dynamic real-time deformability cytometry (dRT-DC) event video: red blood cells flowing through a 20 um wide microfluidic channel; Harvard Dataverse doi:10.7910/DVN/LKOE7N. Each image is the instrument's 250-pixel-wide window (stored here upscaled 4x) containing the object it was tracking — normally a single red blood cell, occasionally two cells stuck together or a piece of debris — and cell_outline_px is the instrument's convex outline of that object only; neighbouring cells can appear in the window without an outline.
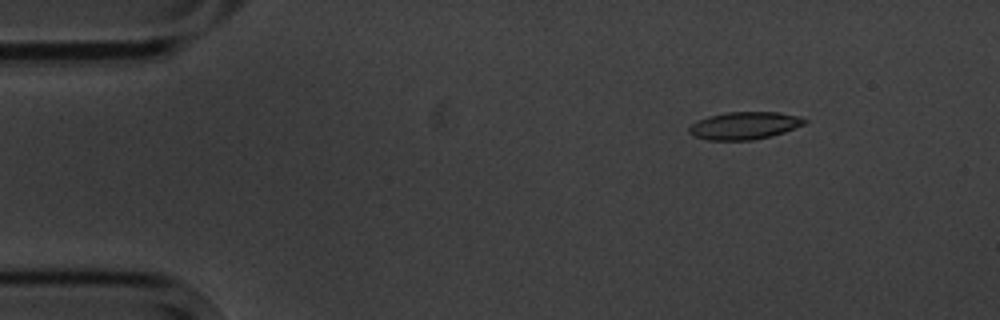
{"species": "common noctule bat (a hibernating species)", "species_latin": "Nyctalus noctula", "temperature_condition": "cold", "stored_images_in_passage": 10, "camera_frame_rate_fps": 3000, "um_per_image_px": 0.085, "animal": {"sex": "male", "body_mass_g": 20.1, "forearm_length_mm": 53.5}, "frame": {"image": 1, "passage_image": 2, "time_ms": 1.333, "image_size_px": [1000, 320], "cell_outline_px": [[808, 120], [804, 124], [784, 132], [772, 136], [752, 140], [708, 140], [696, 136], [688, 132], [688, 128], [692, 124], [708, 116], [728, 112], [776, 112], [800, 116]], "centroid_in_image_um": [63.3, 10.67], "position_along_channel_um": 21.7, "area_um2": 18.38}}
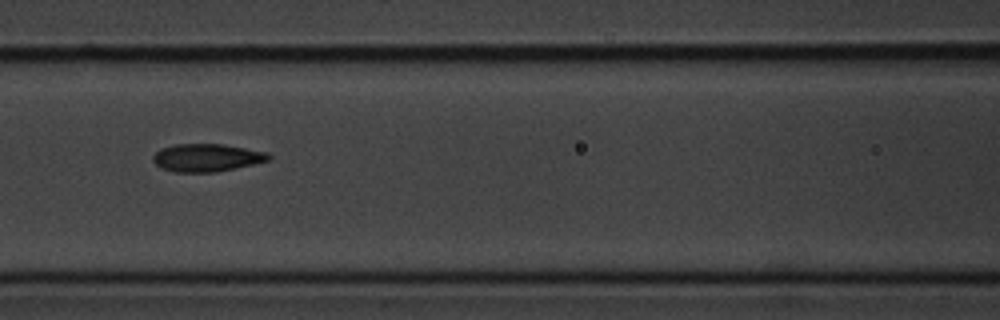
{"frame": {"image": 2, "passage_image": 7, "time_ms": 7.0, "image_size_px": [1000, 320], "cell_outline_px": [[272, 160], [236, 168], [216, 172], [176, 172], [160, 168], [152, 160], [152, 156], [160, 148], [176, 144], [224, 144], [268, 152], [272, 156]], "centroid_in_image_um": [17.6, 13.4], "position_along_channel_um": 149.0, "area_um2": 18.96}}
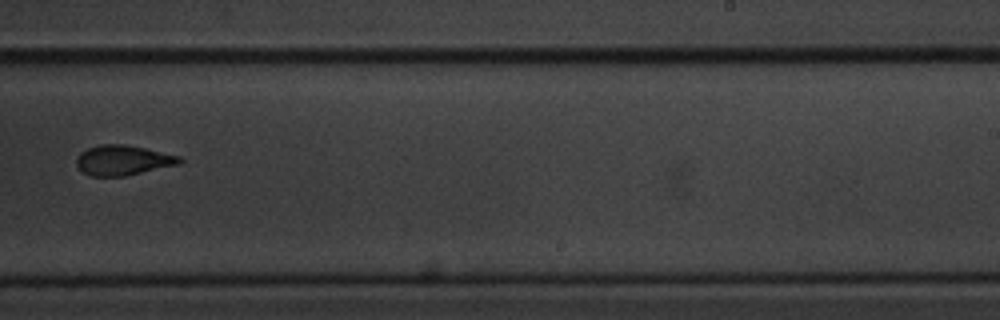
{"frame": {"image": 3, "passage_image": 10, "time_ms": 10.667, "image_size_px": [1000, 320], "cell_outline_px": [[184, 160], [180, 164], [124, 176], [88, 176], [76, 164], [76, 160], [80, 152], [88, 148], [100, 144], [124, 144], [144, 148], [180, 156]], "centroid_in_image_um": [10.45, 13.62], "position_along_channel_um": 278.5, "area_um2": 17.98}}